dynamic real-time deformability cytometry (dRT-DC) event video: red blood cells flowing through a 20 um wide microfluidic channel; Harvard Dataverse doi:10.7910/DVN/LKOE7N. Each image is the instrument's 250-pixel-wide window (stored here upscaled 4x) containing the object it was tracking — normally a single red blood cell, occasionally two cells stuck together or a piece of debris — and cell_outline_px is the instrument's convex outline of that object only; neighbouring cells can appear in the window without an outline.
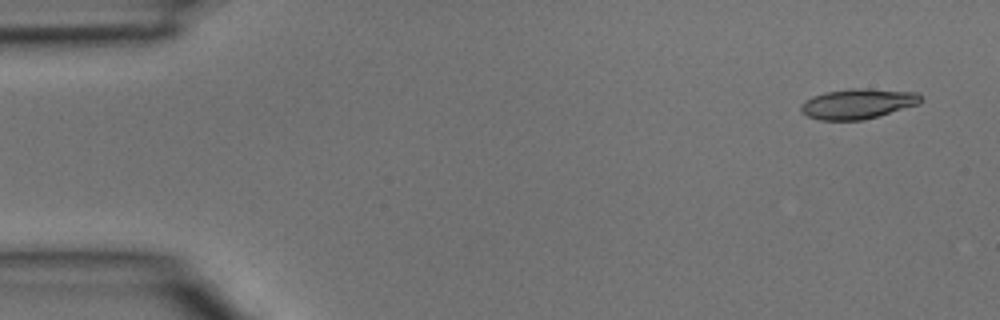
{"species": "common noctule bat (a hibernating species)", "species_latin": "Nyctalus noctula", "temperature_condition": "room temperature", "stored_images_in_passage": 3, "camera_frame_rate_fps": 3000, "um_per_image_px": 0.085, "animal": {"sex": "male", "body_mass_g": 15.6}, "frame": {"image": 1, "passage_image": 1, "time_ms": 0.0, "image_size_px": [1000, 320], "cell_outline_px": [[924, 100], [920, 104], [864, 120], [820, 120], [808, 116], [800, 108], [804, 100], [812, 96], [824, 92], [852, 88], [868, 88], [916, 92]], "centroid_in_image_um": [72.94, 8.81], "position_along_channel_um": 12.1, "area_um2": 21.15}}
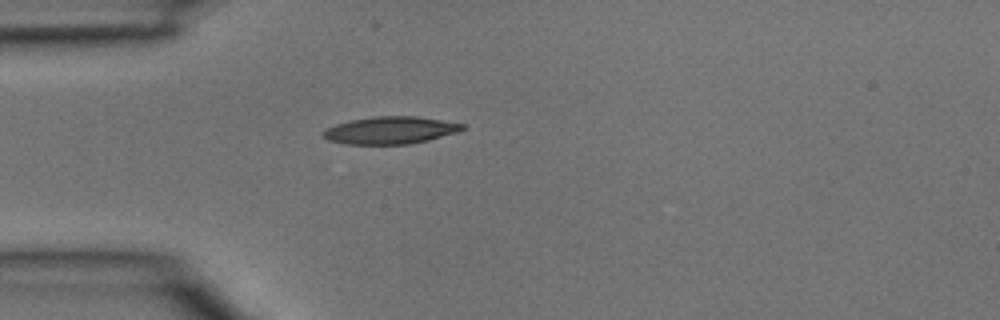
{"frame": {"image": 2, "passage_image": 3, "time_ms": 0.667, "image_size_px": [1000, 320], "cell_outline_px": [[464, 128], [456, 132], [428, 140], [408, 144], [348, 144], [328, 140], [320, 136], [328, 128], [336, 124], [352, 120], [376, 116], [416, 116], [464, 124]], "centroid_in_image_um": [33.15, 11.07], "position_along_channel_um": 51.8, "area_um2": 21.85}}